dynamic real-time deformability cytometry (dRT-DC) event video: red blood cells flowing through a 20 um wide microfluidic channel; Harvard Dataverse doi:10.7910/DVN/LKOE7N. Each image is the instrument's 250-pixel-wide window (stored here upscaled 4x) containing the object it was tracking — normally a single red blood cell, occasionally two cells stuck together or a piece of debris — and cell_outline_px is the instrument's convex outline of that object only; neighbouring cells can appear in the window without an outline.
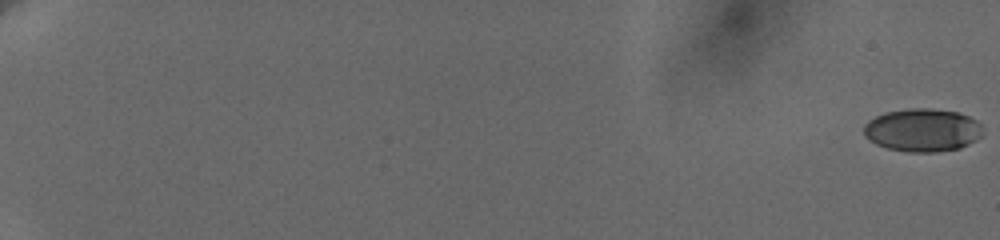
{"species": "human", "species_latin": "Homo sapiens", "temperature_condition": "cold", "stored_images_in_passage": 37, "camera_frame_rate_fps": 3000, "um_per_image_px": 0.085, "donor": {"sex": "female"}, "frame": {"image": 1, "passage_image": 1, "time_ms": 0.0, "image_size_px": [1000, 240], "cell_outline_px": [[980, 136], [976, 140], [960, 148], [936, 152], [908, 152], [888, 148], [876, 144], [868, 140], [864, 136], [864, 124], [868, 120], [884, 112], [908, 108], [928, 108], [960, 112], [976, 120], [980, 124]], "centroid_in_image_um": [78.37, 11.05], "position_along_channel_um": 6.6, "area_um2": 29.94}}
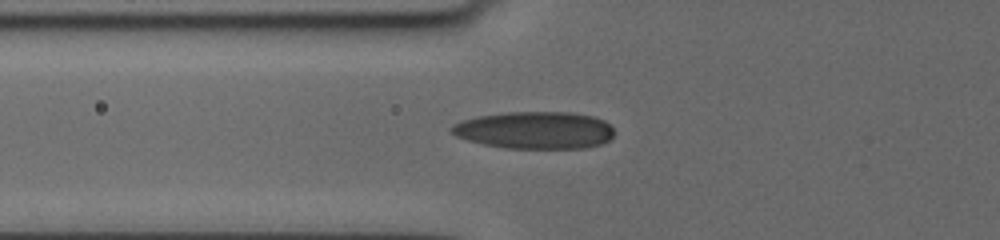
{"frame": {"image": 2, "passage_image": 24, "time_ms": 8.667, "image_size_px": [1000, 240], "cell_outline_px": [[612, 136], [608, 140], [600, 144], [584, 148], [504, 148], [484, 144], [468, 140], [456, 136], [448, 128], [452, 124], [476, 116], [504, 112], [572, 112], [592, 116], [604, 120], [612, 128]], "centroid_in_image_um": [45.43, 11.06], "position_along_channel_um": 80.4, "area_um2": 35.32}}
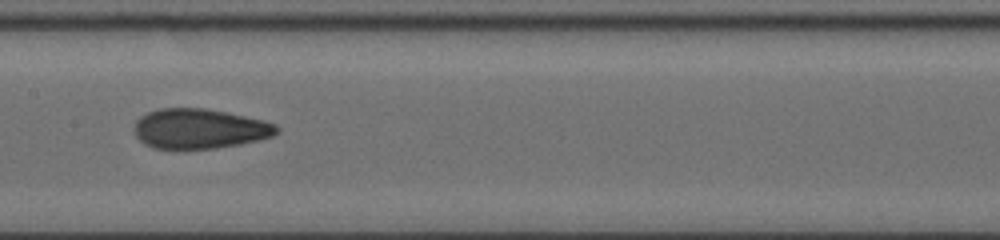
{"frame": {"image": 3, "passage_image": 36, "time_ms": 11.667, "image_size_px": [1000, 240], "cell_outline_px": [[280, 132], [272, 136], [240, 144], [216, 148], [152, 148], [144, 144], [136, 136], [132, 128], [136, 120], [140, 116], [148, 112], [160, 108], [204, 108], [264, 120], [276, 124], [280, 128]], "centroid_in_image_um": [16.94, 10.93], "position_along_channel_um": 190.5, "area_um2": 33.12}}